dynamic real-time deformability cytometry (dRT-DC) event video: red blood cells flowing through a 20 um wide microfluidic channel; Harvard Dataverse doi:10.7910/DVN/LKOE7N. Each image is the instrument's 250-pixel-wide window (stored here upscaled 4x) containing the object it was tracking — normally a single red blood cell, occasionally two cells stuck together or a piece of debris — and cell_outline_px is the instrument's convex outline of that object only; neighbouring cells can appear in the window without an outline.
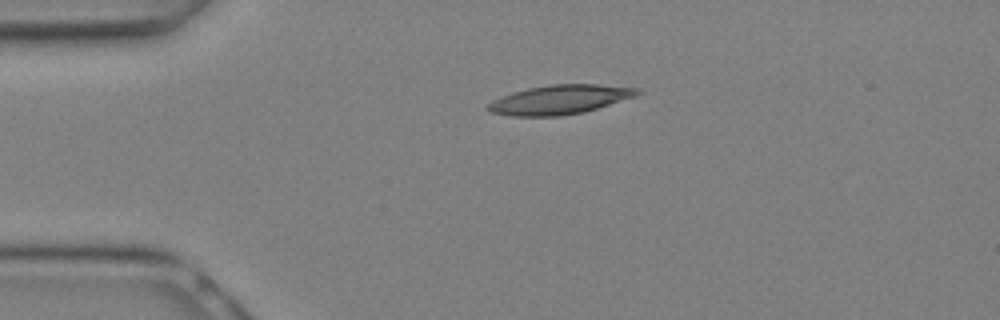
{"species": "Egyptian fruit bat (a non-hibernating species)", "species_latin": "Rousettus aegyptiacus", "temperature_condition": "warm", "stored_images_in_passage": 22, "camera_frame_rate_fps": 3000, "um_per_image_px": 0.085, "animal": {"sex": "female"}, "frame": {"image": 1, "passage_image": 1, "time_ms": 0.0, "image_size_px": [1000, 320], "cell_outline_px": [[640, 92], [636, 96], [584, 112], [560, 116], [512, 116], [492, 112], [484, 108], [492, 100], [500, 96], [512, 92], [528, 88], [548, 84], [596, 84], [636, 88]], "centroid_in_image_um": [47.52, 8.46], "position_along_channel_um": 37.5, "area_um2": 25.37}}
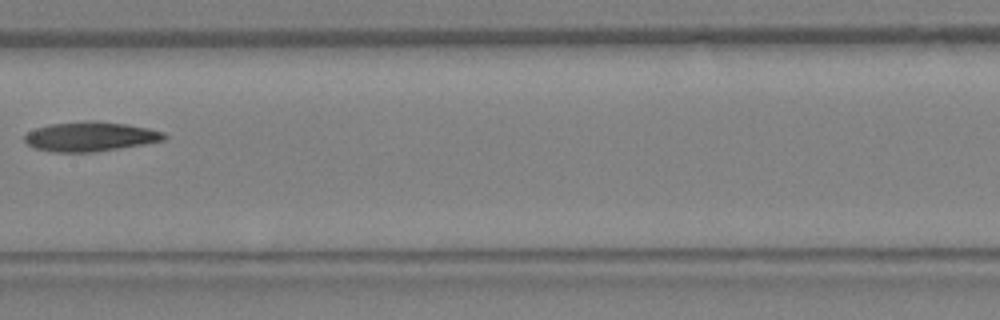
{"frame": {"image": 2, "passage_image": 9, "time_ms": 2.667, "image_size_px": [1000, 320], "cell_outline_px": [[168, 136], [164, 140], [144, 144], [96, 152], [52, 152], [32, 148], [24, 140], [24, 136], [28, 132], [36, 128], [48, 124], [88, 120], [96, 120], [124, 124], [148, 128], [164, 132]], "centroid_in_image_um": [7.65, 11.61], "position_along_channel_um": 199.7, "area_um2": 24.22}}
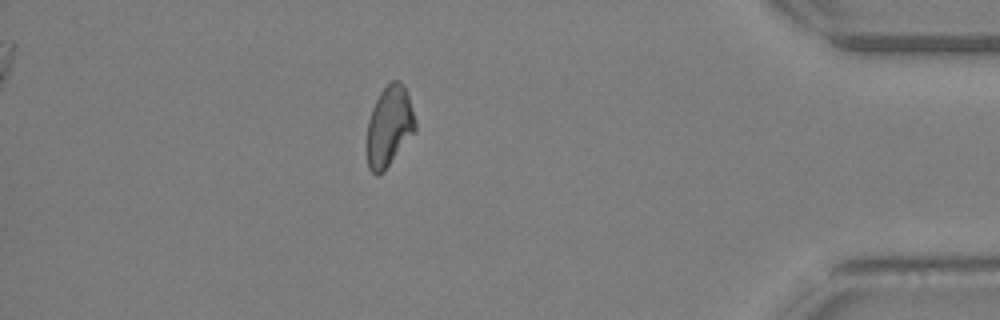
{"frame": {"image": 3, "passage_image": 19, "time_ms": 6.0, "image_size_px": [1000, 320], "cell_outline_px": [[416, 132], [384, 172], [376, 176], [368, 168], [364, 144], [368, 120], [372, 108], [380, 92], [392, 80], [400, 80], [408, 96], [416, 120]], "centroid_in_image_um": [33.05, 10.81], "position_along_channel_um": 402.2, "area_um2": 23.35}}